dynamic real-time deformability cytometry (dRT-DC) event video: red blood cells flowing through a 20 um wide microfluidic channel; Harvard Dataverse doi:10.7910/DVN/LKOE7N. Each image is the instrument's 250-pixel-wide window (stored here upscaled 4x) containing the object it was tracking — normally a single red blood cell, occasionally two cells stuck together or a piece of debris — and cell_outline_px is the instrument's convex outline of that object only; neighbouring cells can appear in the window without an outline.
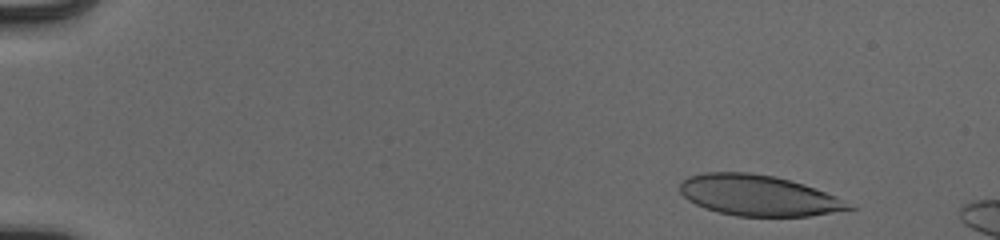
{"species": "human", "species_latin": "Homo sapiens", "temperature_condition": "cold", "stored_images_in_passage": 52, "camera_frame_rate_fps": 3000, "um_per_image_px": 0.085, "donor": {"sex": "male"}, "frame": {"image": 1, "passage_image": 4, "time_ms": 1.0, "image_size_px": [1000, 240], "cell_outline_px": [[856, 208], [808, 216], [736, 216], [704, 208], [688, 200], [680, 192], [680, 184], [688, 176], [704, 172], [748, 172], [776, 176], [804, 184], [836, 196]], "centroid_in_image_um": [64.43, 16.6], "position_along_channel_um": 20.6, "area_um2": 39.88}}
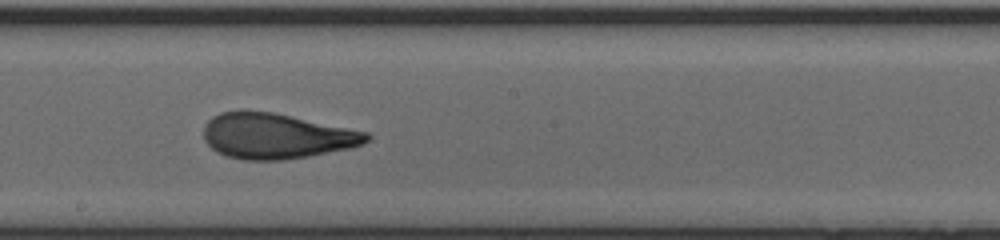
{"frame": {"image": 2, "passage_image": 30, "time_ms": 9.667, "image_size_px": [1000, 240], "cell_outline_px": [[372, 136], [364, 144], [348, 148], [308, 156], [284, 160], [244, 160], [228, 156], [216, 152], [204, 140], [204, 124], [212, 116], [220, 112], [240, 108], [248, 108], [272, 112], [368, 132]], "centroid_in_image_um": [23.42, 11.53], "position_along_channel_um": 224.8, "area_um2": 43.58}}
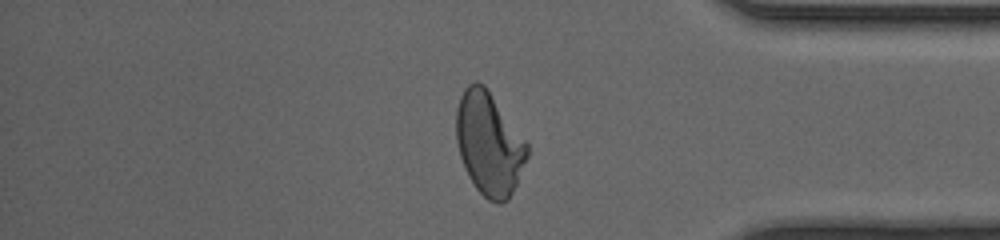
{"frame": {"image": 3, "passage_image": 44, "time_ms": 14.333, "image_size_px": [1000, 240], "cell_outline_px": [[528, 156], [516, 184], [508, 200], [500, 204], [496, 204], [488, 200], [476, 188], [468, 176], [464, 168], [460, 156], [456, 140], [456, 108], [460, 96], [464, 88], [468, 84], [476, 80], [484, 84], [528, 144]], "centroid_in_image_um": [41.55, 12.21], "position_along_channel_um": 393.7, "area_um2": 42.54}, "authors_computed_cell_mechanics": {"area_um2": 42.1362, "velocity_mm_per_s": 3.9335, "shape_relaxation_time_tau1_ms": 6.6868, "shape_relaxation_time_tau2_ms": 1.0771, "deformation_change_tau1": 0.2589, "deformation_change_tau2": 0.094}}